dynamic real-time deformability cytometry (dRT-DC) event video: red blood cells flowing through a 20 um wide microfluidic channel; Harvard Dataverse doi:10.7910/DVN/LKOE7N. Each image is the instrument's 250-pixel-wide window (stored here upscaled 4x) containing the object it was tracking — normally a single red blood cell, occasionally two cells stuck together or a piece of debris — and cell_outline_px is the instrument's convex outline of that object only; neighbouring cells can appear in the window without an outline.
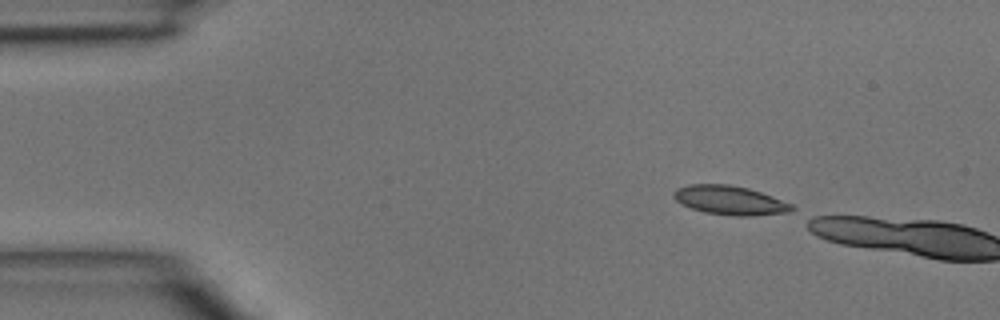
{"species": "common noctule bat (a hibernating species)", "species_latin": "Nyctalus noctula", "temperature_condition": "room temperature", "stored_images_in_passage": 3, "camera_frame_rate_fps": 3000, "um_per_image_px": 0.085, "animal": {"sex": "male", "body_mass_g": 15.6}, "frame": {"image": 1, "passage_image": 1, "time_ms": 0.0, "image_size_px": [1000, 320], "cell_outline_px": [[796, 208], [792, 212], [752, 216], [736, 216], [704, 212], [680, 204], [672, 196], [672, 192], [676, 188], [688, 184], [728, 184], [748, 188], [772, 196], [792, 204]], "centroid_in_image_um": [62.03, 17.02], "position_along_channel_um": 23.0, "area_um2": 20.17}}